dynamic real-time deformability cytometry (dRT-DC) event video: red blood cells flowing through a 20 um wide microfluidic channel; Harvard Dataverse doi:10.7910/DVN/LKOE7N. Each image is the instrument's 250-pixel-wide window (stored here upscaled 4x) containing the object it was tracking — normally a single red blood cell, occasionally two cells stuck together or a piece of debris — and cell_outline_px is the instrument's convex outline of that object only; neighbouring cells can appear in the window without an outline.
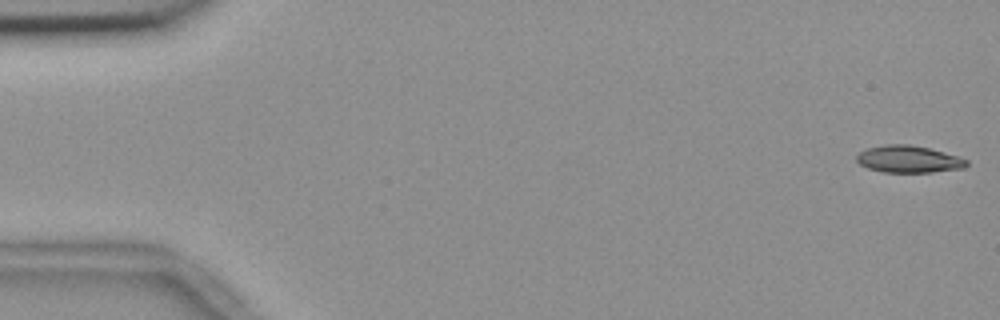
{"species": "common noctule bat (a hibernating species)", "species_latin": "Nyctalus noctula", "temperature_condition": "room temperature", "stored_images_in_passage": 55, "camera_frame_rate_fps": 3000, "um_per_image_px": 0.085, "animal": {"sex": "female", "body_mass_g": 18.4}, "frame": {"image": 1, "passage_image": 1, "time_ms": 0.0, "image_size_px": [1000, 320], "cell_outline_px": [[968, 164], [964, 168], [932, 172], [884, 172], [868, 168], [860, 164], [856, 160], [856, 156], [860, 152], [868, 148], [884, 144], [908, 144], [928, 148], [944, 152], [968, 160]], "centroid_in_image_um": [77.22, 13.53], "position_along_channel_um": 7.8, "area_um2": 17.22}}
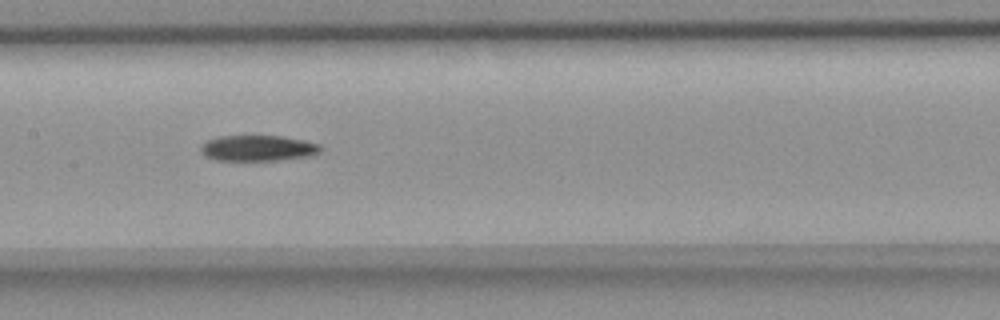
{"frame": {"image": 2, "passage_image": 27, "time_ms": 8.667, "image_size_px": [1000, 320], "cell_outline_px": [[324, 148], [320, 152], [308, 156], [276, 160], [216, 160], [200, 152], [200, 148], [208, 140], [220, 136], [280, 136], [304, 140], [320, 144]], "centroid_in_image_um": [21.97, 12.59], "position_along_channel_um": 185.4, "area_um2": 17.8}}
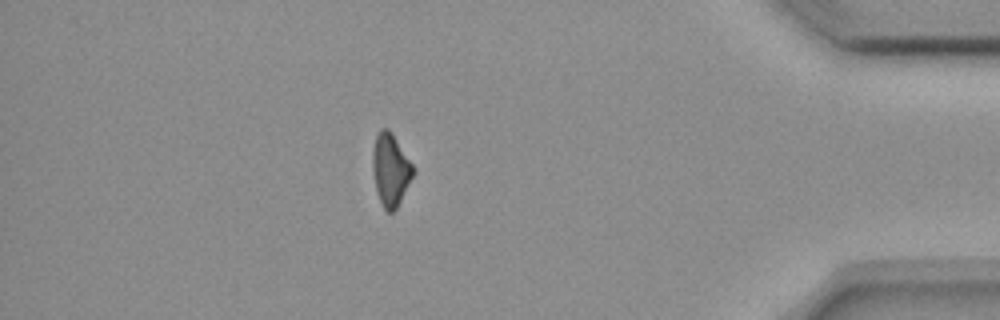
{"frame": {"image": 3, "passage_image": 48, "time_ms": 15.667, "image_size_px": [1000, 320], "cell_outline_px": [[412, 176], [396, 208], [392, 212], [388, 212], [384, 208], [380, 200], [376, 188], [372, 172], [372, 148], [376, 136], [380, 128], [388, 128], [392, 132], [412, 164]], "centroid_in_image_um": [33.15, 14.37], "position_along_channel_um": 402.0, "area_um2": 16.7}}